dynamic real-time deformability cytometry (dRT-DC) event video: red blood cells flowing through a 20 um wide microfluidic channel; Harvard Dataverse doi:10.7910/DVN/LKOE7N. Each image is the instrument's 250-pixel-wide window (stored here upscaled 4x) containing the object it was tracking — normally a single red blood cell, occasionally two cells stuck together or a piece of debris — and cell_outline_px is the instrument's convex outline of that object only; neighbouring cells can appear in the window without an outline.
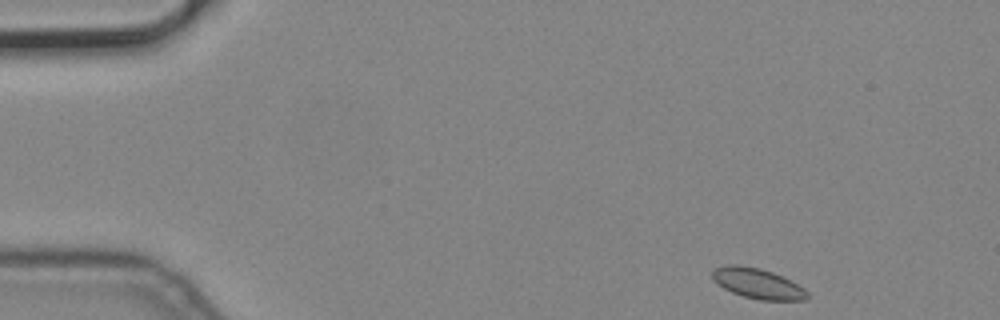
{"species": "common noctule bat (a hibernating species)", "species_latin": "Nyctalus noctula", "temperature_condition": "cold", "stored_images_in_passage": 5, "camera_frame_rate_fps": 3000, "um_per_image_px": 0.085, "animal": {"sex": "male", "body_mass_g": 19.2, "forearm_length_mm": 51.8}, "frame": {"image": 1, "passage_image": 1, "time_ms": 0.0, "image_size_px": [1000, 320], "cell_outline_px": [[808, 296], [804, 300], [760, 300], [744, 296], [732, 292], [716, 284], [712, 280], [712, 268], [728, 264], [736, 264], [760, 268], [784, 276], [792, 280], [804, 288], [808, 292]], "centroid_in_image_um": [64.38, 24.08], "position_along_channel_um": 20.6, "area_um2": 16.99}}
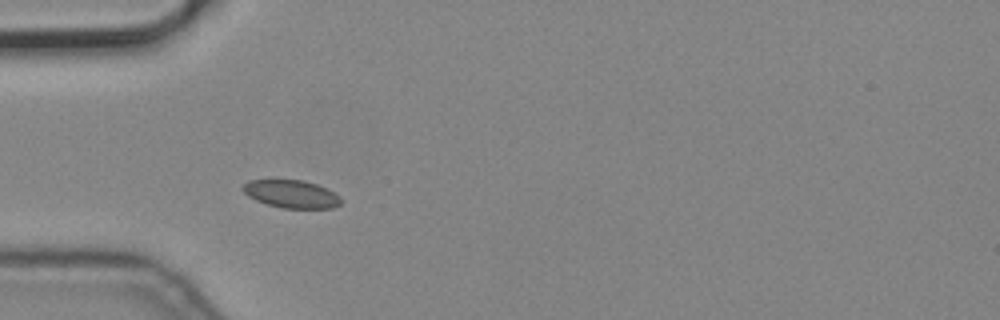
{"frame": {"image": 2, "passage_image": 4, "time_ms": 1.0, "image_size_px": [1000, 320], "cell_outline_px": [[340, 204], [332, 208], [280, 208], [256, 200], [248, 196], [240, 188], [248, 180], [276, 176], [304, 180], [316, 184], [340, 196]], "centroid_in_image_um": [24.67, 16.42], "position_along_channel_um": 60.3, "area_um2": 16.59}}
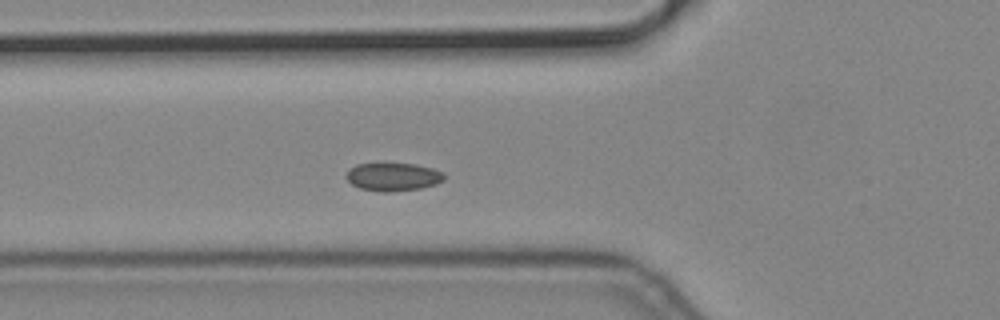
{"frame": {"image": 3, "passage_image": 5, "time_ms": 1.333, "image_size_px": [1000, 320], "cell_outline_px": [[444, 180], [436, 184], [420, 188], [392, 192], [380, 192], [360, 188], [352, 184], [344, 176], [348, 168], [356, 164], [380, 160], [416, 164], [432, 168], [444, 172]], "centroid_in_image_um": [33.35, 14.97], "position_along_channel_um": 92.4, "area_um2": 16.99}}